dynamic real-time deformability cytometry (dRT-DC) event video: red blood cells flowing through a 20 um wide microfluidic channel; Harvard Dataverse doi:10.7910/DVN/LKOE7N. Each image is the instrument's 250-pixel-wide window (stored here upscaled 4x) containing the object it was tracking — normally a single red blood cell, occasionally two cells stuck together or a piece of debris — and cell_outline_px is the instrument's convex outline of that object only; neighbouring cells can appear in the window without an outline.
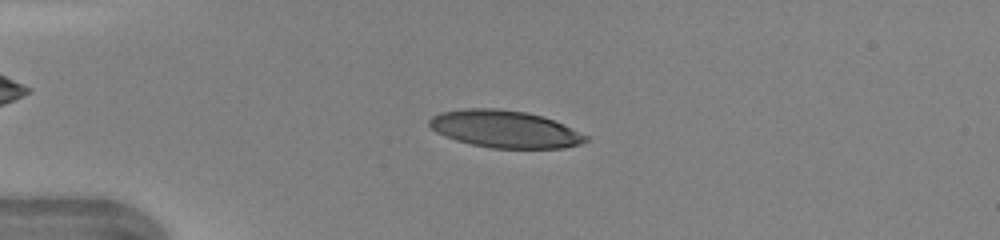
{"species": "human", "species_latin": "Homo sapiens", "temperature_condition": "warm", "stored_images_in_passage": 45, "camera_frame_rate_fps": 3000, "um_per_image_px": 0.085, "donor": {"sex": "female"}, "frame": {"image": 1, "passage_image": 11, "time_ms": 3.333, "image_size_px": [1000, 240], "cell_outline_px": [[588, 140], [580, 144], [564, 148], [492, 148], [472, 144], [456, 140], [436, 132], [428, 124], [428, 120], [432, 116], [440, 112], [464, 108], [496, 108], [528, 112], [544, 116], [564, 124], [588, 136]], "centroid_in_image_um": [42.92, 10.96], "position_along_channel_um": 42.1, "area_um2": 34.1}}
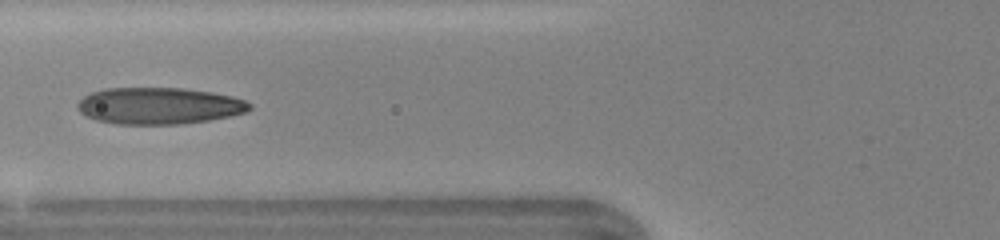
{"frame": {"image": 2, "passage_image": 18, "time_ms": 5.667, "image_size_px": [1000, 240], "cell_outline_px": [[252, 108], [244, 112], [228, 116], [208, 120], [180, 124], [116, 124], [96, 120], [80, 112], [76, 108], [76, 104], [84, 96], [92, 92], [104, 88], [180, 88], [212, 92], [232, 96], [244, 100], [252, 104]], "centroid_in_image_um": [13.49, 8.99], "position_along_channel_um": 112.3, "area_um2": 36.7}}
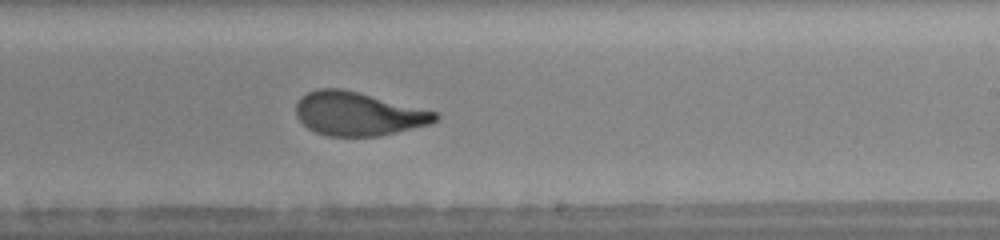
{"frame": {"image": 3, "passage_image": 28, "time_ms": 9.0, "image_size_px": [1000, 240], "cell_outline_px": [[440, 116], [436, 120], [428, 124], [380, 136], [328, 136], [316, 132], [308, 128], [296, 116], [296, 104], [308, 92], [316, 88], [340, 88], [436, 112]], "centroid_in_image_um": [30.4, 9.68], "position_along_channel_um": 258.6, "area_um2": 34.74}, "authors_computed_cell_mechanics": {"area_um2": 35.6626, "velocity_mm_per_s": 4.3895, "shape_relaxation_time_tau1_ms": 3.2608, "shape_relaxation_time_tau2_ms": 0.7353, "deformation_change_tau1": 0.205, "deformation_change_tau2": 0.0863}}